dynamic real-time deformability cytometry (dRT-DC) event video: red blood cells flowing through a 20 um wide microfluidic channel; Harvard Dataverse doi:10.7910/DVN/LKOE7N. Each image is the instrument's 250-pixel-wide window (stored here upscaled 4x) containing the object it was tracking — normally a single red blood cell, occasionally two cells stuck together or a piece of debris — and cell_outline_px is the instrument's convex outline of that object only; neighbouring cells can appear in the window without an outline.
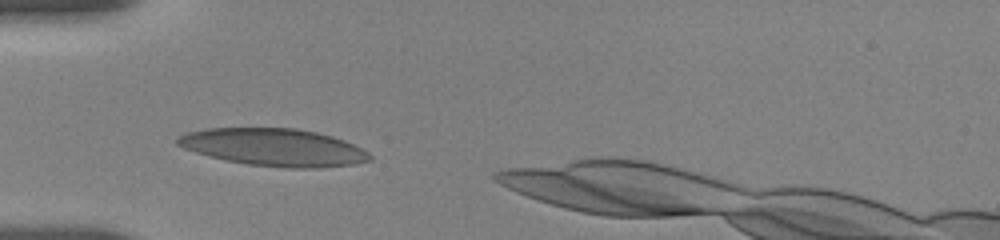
{"species": "human", "species_latin": "Homo sapiens", "temperature_condition": "room temperature", "stored_images_in_passage": 33, "camera_frame_rate_fps": 3000, "um_per_image_px": 0.085, "donor": {"sex": "female"}, "frame": {"image": 1, "passage_image": 1, "time_ms": 0.0, "image_size_px": [1000, 240], "cell_outline_px": [[372, 160], [352, 164], [316, 168], [288, 168], [248, 164], [228, 160], [196, 152], [184, 148], [176, 144], [176, 136], [188, 132], [204, 128], [296, 128], [316, 132], [332, 136], [344, 140], [368, 152], [372, 156]], "centroid_in_image_um": [23.27, 12.51], "position_along_channel_um": 61.7, "area_um2": 41.73}}
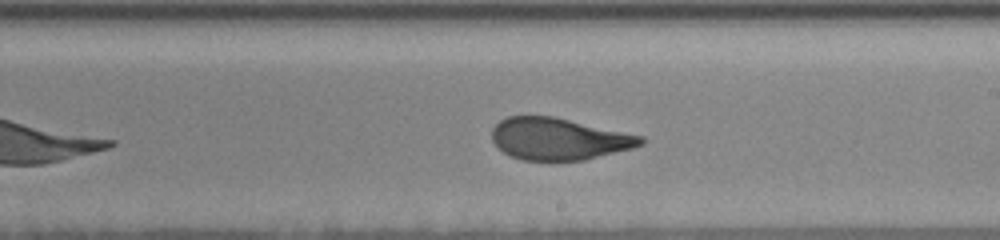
{"frame": {"image": 2, "passage_image": 16, "time_ms": 5.0, "image_size_px": [1000, 240], "cell_outline_px": [[644, 144], [632, 148], [584, 160], [520, 160], [504, 152], [492, 140], [492, 128], [500, 120], [508, 116], [552, 116], [644, 136]], "centroid_in_image_um": [47.5, 11.8], "position_along_channel_um": 241.5, "area_um2": 36.13}}
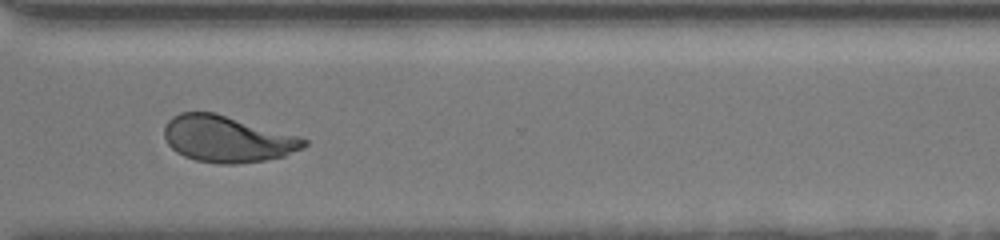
{"frame": {"image": 3, "passage_image": 25, "time_ms": 8.0, "image_size_px": [1000, 240], "cell_outline_px": [[308, 144], [304, 148], [284, 156], [264, 160], [236, 164], [220, 164], [196, 160], [184, 156], [176, 152], [168, 144], [164, 136], [164, 128], [168, 120], [172, 116], [180, 112], [216, 112], [300, 136], [308, 140]], "centroid_in_image_um": [19.33, 11.8], "position_along_channel_um": 351.3, "area_um2": 38.09}, "authors_computed_cell_mechanics": {"area_um2": 37.9746, "velocity_mm_per_s": 3.6618, "shape_relaxation_time_tau1_ms": 6.5108, "shape_relaxation_time_tau2_ms": 0.9378, "deformation_change_tau1": 0.2052, "deformation_change_tau2": 0.0798}}